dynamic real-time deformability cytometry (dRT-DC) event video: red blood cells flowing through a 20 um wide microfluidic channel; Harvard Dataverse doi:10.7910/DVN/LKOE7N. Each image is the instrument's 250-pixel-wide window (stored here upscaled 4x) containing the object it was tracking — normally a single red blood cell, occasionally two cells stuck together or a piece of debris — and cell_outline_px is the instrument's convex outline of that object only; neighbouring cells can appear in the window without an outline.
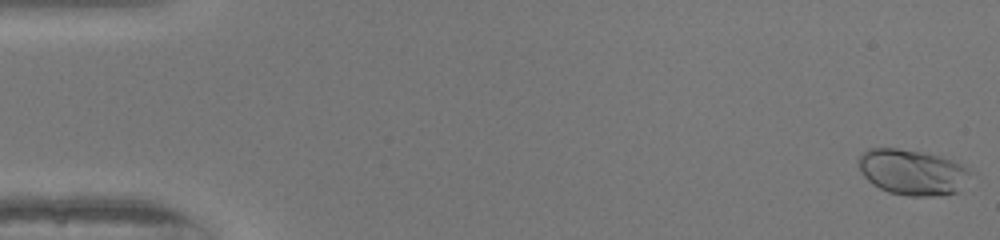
{"species": "human", "species_latin": "Homo sapiens", "temperature_condition": "warm", "stored_images_in_passage": 51, "camera_frame_rate_fps": 3000, "um_per_image_px": 0.085, "donor": {"sex": "female"}, "frame": {"image": 1, "passage_image": 1, "time_ms": 0.0, "image_size_px": [1000, 240], "cell_outline_px": [[968, 172], [960, 192], [940, 196], [908, 196], [888, 192], [872, 184], [864, 176], [856, 160], [868, 148], [896, 148], [920, 152], [940, 156], [952, 160], [960, 164]], "centroid_in_image_um": [77.49, 14.64], "position_along_channel_um": 7.5, "area_um2": 29.42}}
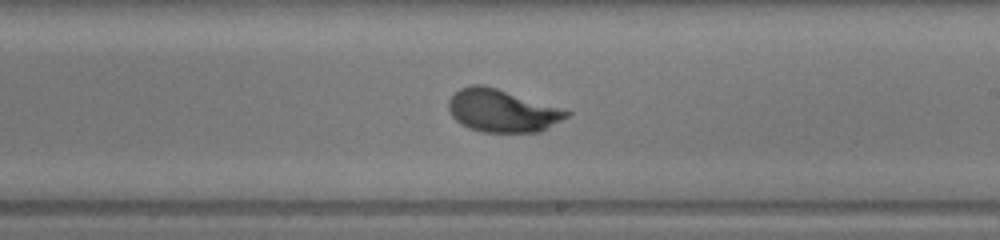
{"frame": {"image": 2, "passage_image": 30, "time_ms": 9.667, "image_size_px": [1000, 240], "cell_outline_px": [[572, 112], [568, 116], [540, 132], [480, 132], [468, 128], [456, 120], [452, 116], [448, 108], [448, 100], [460, 88], [468, 84], [484, 84]], "centroid_in_image_um": [42.63, 9.41], "position_along_channel_um": 246.4, "area_um2": 29.13}}
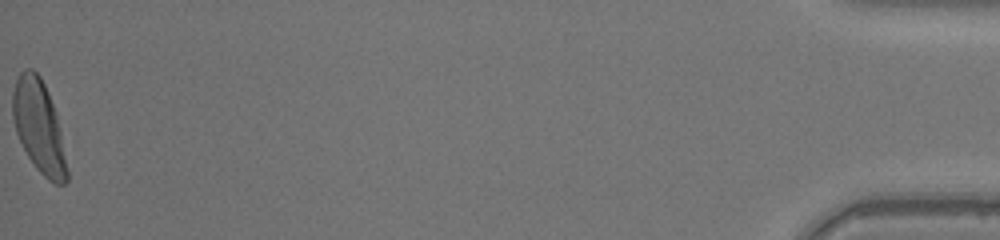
{"frame": {"image": 3, "passage_image": 51, "time_ms": 16.667, "image_size_px": [1000, 240], "cell_outline_px": [[68, 180], [64, 184], [56, 184], [48, 180], [36, 168], [28, 156], [16, 132], [12, 116], [12, 92], [16, 80], [20, 72], [24, 68], [32, 68], [40, 76], [48, 92], [56, 112], [68, 172]], "centroid_in_image_um": [3.29, 10.73], "position_along_channel_um": 431.9, "area_um2": 29.07}, "authors_computed_cell_mechanics": {"area_um2": 28.2642, "velocity_mm_per_s": 4.1366, "shape_relaxation_time_tau1_ms": 2.2323, "shape_relaxation_time_tau2_ms": null, "deformation_change_tau1": 0.1528, "deformation_change_tau2": null}}